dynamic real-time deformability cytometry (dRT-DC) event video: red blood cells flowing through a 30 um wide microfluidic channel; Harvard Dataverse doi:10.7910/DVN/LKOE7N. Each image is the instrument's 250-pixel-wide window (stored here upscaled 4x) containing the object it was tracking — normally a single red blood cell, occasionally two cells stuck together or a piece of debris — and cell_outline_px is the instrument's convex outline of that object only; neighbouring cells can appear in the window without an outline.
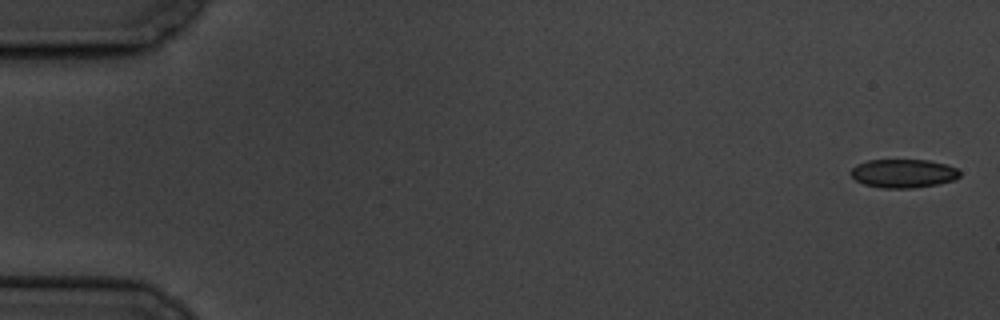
{"species": "common noctule bat (a hibernating species)", "species_latin": "Nyctalus noctula", "temperature_condition": "cold", "stored_images_in_passage": 5, "camera_frame_rate_fps": 3000, "um_per_image_px": 0.085, "animal": {"sex": "male", "body_mass_g": 19.5, "forearm_length_mm": 54.6}, "frame": {"image": 1, "passage_image": 1, "time_ms": 0.0, "image_size_px": [1000, 320], "cell_outline_px": [[960, 176], [956, 180], [936, 184], [912, 188], [880, 188], [864, 184], [856, 180], [852, 176], [852, 168], [856, 164], [868, 160], [928, 160], [948, 164], [956, 168], [960, 172]], "centroid_in_image_um": [76.81, 14.74], "position_along_channel_um": 8.2, "area_um2": 18.21}}
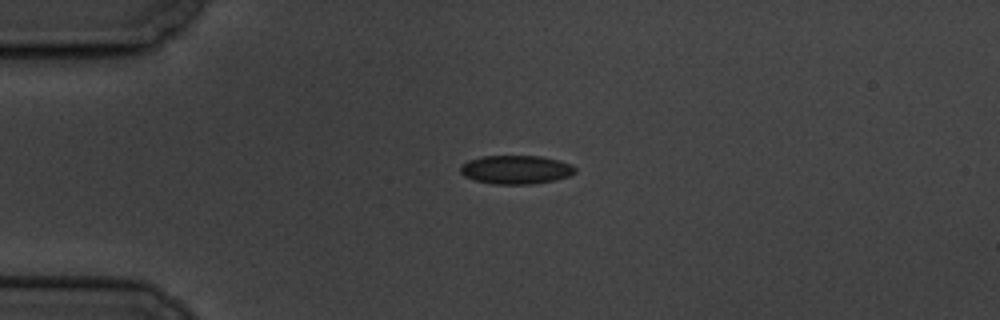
{"frame": {"image": 2, "passage_image": 4, "time_ms": 4.333, "image_size_px": [1000, 320], "cell_outline_px": [[576, 172], [568, 176], [556, 180], [532, 184], [492, 184], [476, 180], [464, 176], [460, 172], [460, 164], [468, 160], [484, 156], [540, 156], [572, 164], [576, 168]], "centroid_in_image_um": [43.84, 14.42], "position_along_channel_um": 41.2, "area_um2": 19.19}}